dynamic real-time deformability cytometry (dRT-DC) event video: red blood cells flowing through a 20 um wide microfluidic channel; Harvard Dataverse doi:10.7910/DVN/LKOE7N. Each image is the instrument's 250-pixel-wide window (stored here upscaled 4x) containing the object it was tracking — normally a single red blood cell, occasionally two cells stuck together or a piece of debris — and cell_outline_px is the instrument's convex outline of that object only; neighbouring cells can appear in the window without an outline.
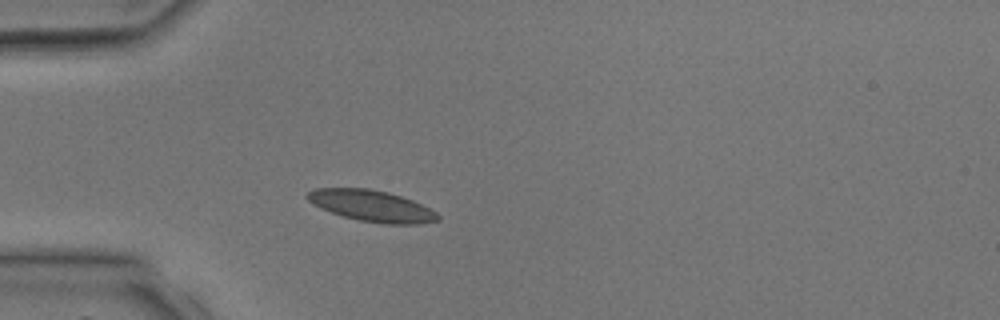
{"species": "common noctule bat (a hibernating species)", "species_latin": "Nyctalus noctula", "temperature_condition": "room temperature", "stored_images_in_passage": 2, "camera_frame_rate_fps": 3000, "um_per_image_px": 0.085, "animal": {"sex": "male", "body_mass_g": 17.9, "forearm_length_mm": 54.2}, "frame": {"image": 1, "passage_image": 2, "time_ms": 2.0, "image_size_px": [1000, 320], "cell_outline_px": [[440, 220], [420, 224], [384, 224], [360, 220], [344, 216], [320, 208], [312, 204], [304, 196], [308, 192], [316, 188], [368, 188], [388, 192], [412, 200], [436, 212], [440, 216]], "centroid_in_image_um": [31.58, 17.5], "position_along_channel_um": 53.4, "area_um2": 23.7}}